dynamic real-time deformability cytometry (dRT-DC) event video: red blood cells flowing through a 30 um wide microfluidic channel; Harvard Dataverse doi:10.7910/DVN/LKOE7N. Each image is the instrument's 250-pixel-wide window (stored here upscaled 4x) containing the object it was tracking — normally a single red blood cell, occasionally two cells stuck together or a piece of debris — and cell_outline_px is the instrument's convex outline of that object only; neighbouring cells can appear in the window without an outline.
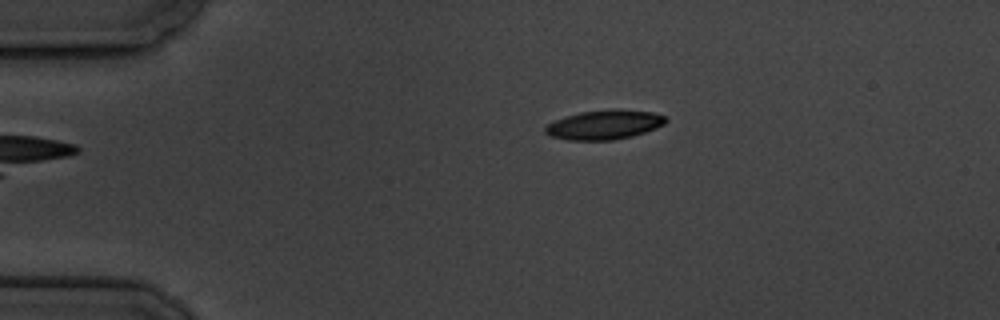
{"species": "common noctule bat (a hibernating species)", "species_latin": "Nyctalus noctula", "temperature_condition": "cold", "stored_images_in_passage": 5, "camera_frame_rate_fps": 3000, "um_per_image_px": 0.085, "animal": {"sex": "male", "body_mass_g": 19.5, "forearm_length_mm": 54.6}, "frame": {"image": 1, "passage_image": 5, "time_ms": 5.667, "image_size_px": [1000, 320], "cell_outline_px": [[668, 120], [664, 124], [656, 128], [632, 136], [612, 140], [568, 140], [552, 136], [544, 132], [544, 128], [548, 124], [556, 120], [580, 112], [616, 108], [652, 112], [664, 116]], "centroid_in_image_um": [51.39, 10.59], "position_along_channel_um": 33.6, "area_um2": 20.52}}